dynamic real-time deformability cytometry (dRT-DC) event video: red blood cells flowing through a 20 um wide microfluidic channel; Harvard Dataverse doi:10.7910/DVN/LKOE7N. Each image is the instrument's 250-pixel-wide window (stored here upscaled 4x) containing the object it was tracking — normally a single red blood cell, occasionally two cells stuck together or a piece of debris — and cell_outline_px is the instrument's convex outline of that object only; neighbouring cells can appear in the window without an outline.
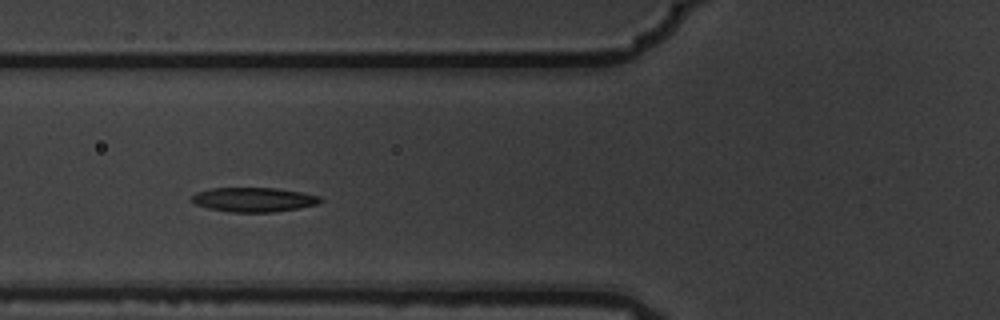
{"species": "common noctule bat (a hibernating species)", "species_latin": "Nyctalus noctula", "temperature_condition": "warm", "stored_images_in_passage": 5, "camera_frame_rate_fps": 3000, "um_per_image_px": 0.085, "animal": {"sex": "male", "body_mass_g": 19.5, "forearm_length_mm": 54.6}, "frame": {"image": 1, "passage_image": 4, "time_ms": 1.0, "image_size_px": [1000, 320], "cell_outline_px": [[324, 200], [316, 204], [300, 208], [272, 212], [232, 212], [208, 208], [196, 204], [192, 200], [192, 196], [196, 192], [212, 188], [276, 188], [300, 192], [320, 196]], "centroid_in_image_um": [21.58, 16.97], "position_along_channel_um": 104.2, "area_um2": 18.15}}
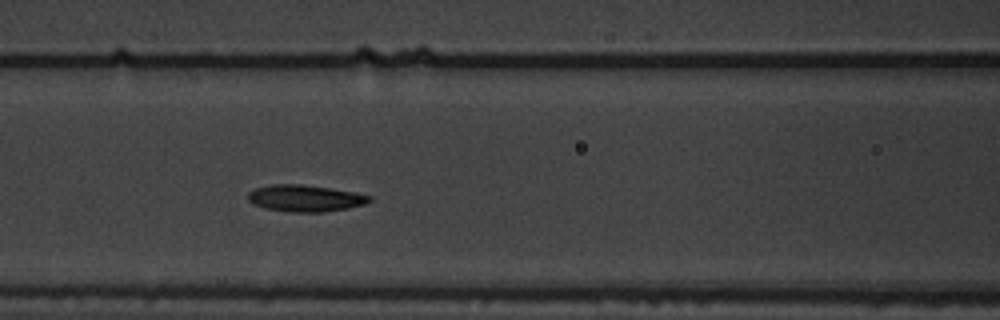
{"frame": {"image": 2, "passage_image": 5, "time_ms": 1.333, "image_size_px": [1000, 320], "cell_outline_px": [[372, 200], [364, 204], [348, 208], [324, 212], [288, 212], [264, 208], [252, 204], [248, 200], [248, 192], [256, 188], [272, 184], [300, 184], [328, 188], [352, 192], [372, 196]], "centroid_in_image_um": [25.9, 16.86], "position_along_channel_um": 140.7, "area_um2": 18.84}}